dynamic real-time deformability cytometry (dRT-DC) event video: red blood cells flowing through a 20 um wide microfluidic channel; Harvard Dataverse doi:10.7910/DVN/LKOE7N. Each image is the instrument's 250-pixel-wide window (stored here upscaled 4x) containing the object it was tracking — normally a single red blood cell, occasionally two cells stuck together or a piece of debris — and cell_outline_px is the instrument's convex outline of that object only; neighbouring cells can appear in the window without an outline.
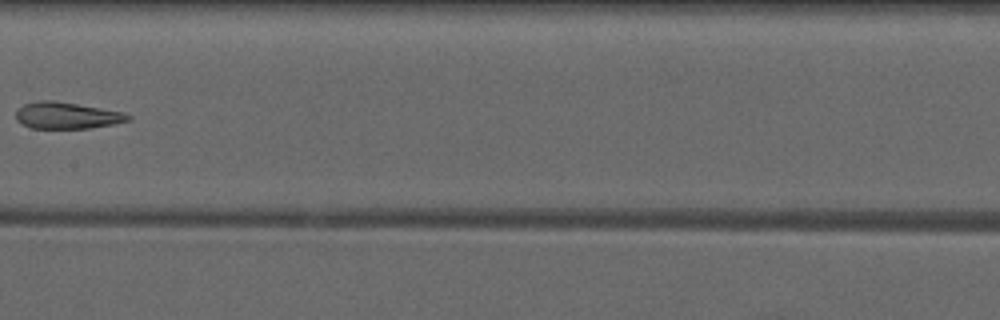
{"species": "common noctule bat (a hibernating species)", "species_latin": "Nyctalus noctula", "temperature_condition": "warm", "stored_images_in_passage": 7, "camera_frame_rate_fps": 3000, "um_per_image_px": 0.085, "animal": {"sex": "male", "forearm_length_mm": 52.5}, "frame": {"image": 1, "passage_image": 7, "time_ms": 7.0, "image_size_px": [1000, 320], "cell_outline_px": [[132, 120], [112, 124], [88, 128], [32, 128], [20, 124], [16, 120], [16, 112], [24, 104], [40, 100], [52, 100], [100, 108], [120, 112], [132, 116]], "centroid_in_image_um": [5.65, 9.82], "position_along_channel_um": 201.8, "area_um2": 17.17}}